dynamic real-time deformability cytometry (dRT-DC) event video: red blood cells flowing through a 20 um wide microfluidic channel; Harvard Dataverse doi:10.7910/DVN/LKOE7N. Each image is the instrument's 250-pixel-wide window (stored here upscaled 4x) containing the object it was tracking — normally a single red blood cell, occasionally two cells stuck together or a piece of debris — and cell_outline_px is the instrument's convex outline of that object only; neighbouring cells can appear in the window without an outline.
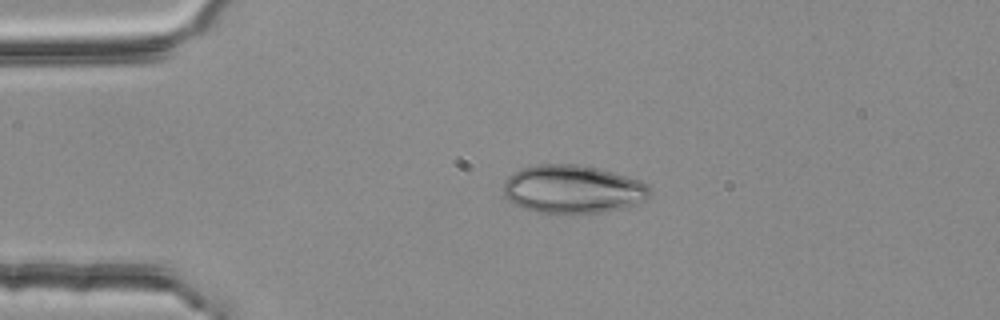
{"species": "common noctule bat (a hibernating species)", "species_latin": "Nyctalus noctula", "temperature_condition": "room temperature", "stored_images_in_passage": 3, "camera_frame_rate_fps": 3000, "um_per_image_px": 0.085, "animal": {"sex": "female", "body_mass_g": 25.1}, "frame": {"image": 1, "passage_image": 1, "time_ms": 0.0, "image_size_px": [1000, 320], "cell_outline_px": [[652, 192], [644, 200], [636, 204], [624, 208], [600, 212], [556, 216], [536, 212], [524, 208], [516, 204], [504, 196], [504, 184], [508, 176], [512, 172], [536, 164], [576, 164], [596, 168], [612, 172], [648, 184]], "centroid_in_image_um": [48.66, 16.12], "position_along_channel_um": 36.3, "area_um2": 41.56}}
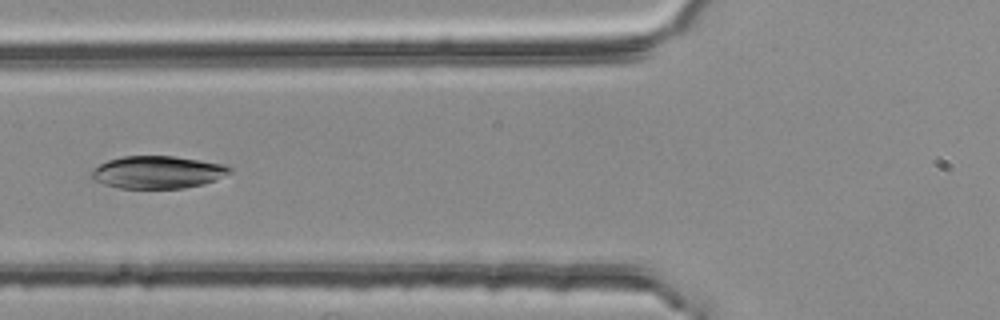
{"frame": {"image": 2, "passage_image": 3, "time_ms": 0.667, "image_size_px": [1000, 320], "cell_outline_px": [[232, 172], [216, 180], [204, 184], [184, 188], [120, 188], [104, 184], [92, 180], [88, 176], [100, 164], [108, 160], [120, 156], [172, 156], [200, 160], [224, 164], [232, 168]], "centroid_in_image_um": [13.4, 14.64], "position_along_channel_um": 112.4, "area_um2": 26.3}}